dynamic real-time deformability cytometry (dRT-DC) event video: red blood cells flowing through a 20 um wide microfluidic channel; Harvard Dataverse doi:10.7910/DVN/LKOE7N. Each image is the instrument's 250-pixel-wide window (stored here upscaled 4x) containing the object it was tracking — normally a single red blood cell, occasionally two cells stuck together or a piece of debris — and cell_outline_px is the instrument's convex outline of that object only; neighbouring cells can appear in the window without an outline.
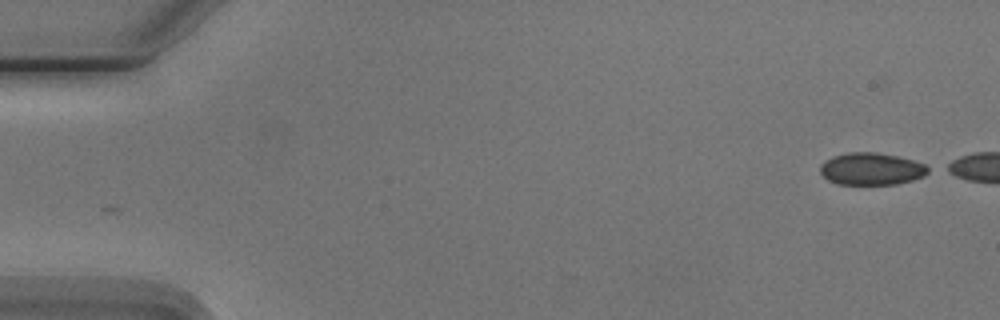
{"species": "Egyptian fruit bat (a non-hibernating species)", "species_latin": "Rousettus aegyptiacus", "temperature_condition": "cold", "stored_images_in_passage": 5, "camera_frame_rate_fps": 3000, "um_per_image_px": 0.085, "animal": {"sex": "male"}, "frame": {"image": 1, "passage_image": 2, "time_ms": 1.333, "image_size_px": [1000, 320], "cell_outline_px": [[932, 172], [924, 176], [912, 180], [896, 184], [836, 184], [828, 180], [820, 172], [820, 164], [824, 160], [832, 156], [848, 152], [876, 152], [896, 156], [912, 160], [924, 164], [932, 168]], "centroid_in_image_um": [74.08, 14.35], "position_along_channel_um": 10.9, "area_um2": 20.46}}